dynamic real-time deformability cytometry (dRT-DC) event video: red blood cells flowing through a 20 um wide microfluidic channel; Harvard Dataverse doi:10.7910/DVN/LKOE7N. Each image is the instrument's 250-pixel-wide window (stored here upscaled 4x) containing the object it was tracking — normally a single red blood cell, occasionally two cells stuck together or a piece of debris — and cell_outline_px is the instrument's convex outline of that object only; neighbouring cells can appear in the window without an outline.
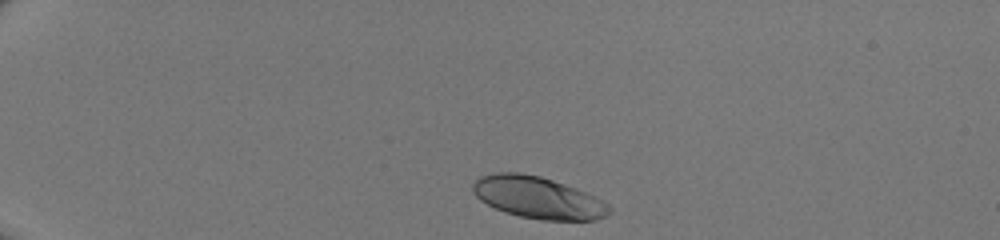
{"species": "human", "species_latin": "Homo sapiens", "temperature_condition": "room temperature", "stored_images_in_passage": 33, "camera_frame_rate_fps": 3000, "um_per_image_px": 0.085, "donor": {"sex": "male"}, "frame": {"image": 1, "passage_image": 1, "time_ms": 0.0, "image_size_px": [1000, 240], "cell_outline_px": [[612, 212], [596, 220], [540, 220], [520, 216], [504, 212], [480, 200], [472, 192], [472, 184], [480, 176], [496, 172], [520, 172], [540, 176], [576, 188], [608, 204], [612, 208]], "centroid_in_image_um": [45.7, 16.79], "position_along_channel_um": 39.3, "area_um2": 33.18}}
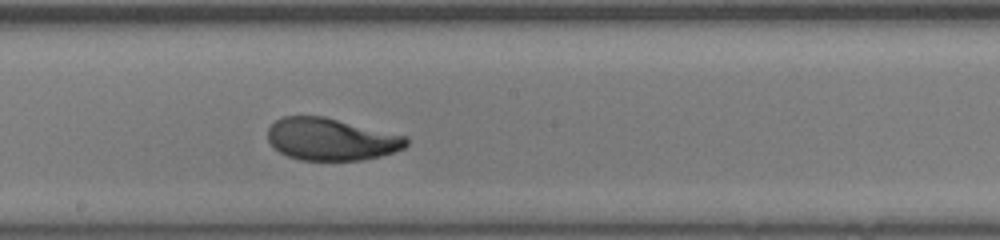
{"frame": {"image": 2, "passage_image": 19, "time_ms": 6.0, "image_size_px": [1000, 240], "cell_outline_px": [[408, 144], [404, 148], [380, 156], [360, 160], [300, 160], [288, 156], [280, 152], [268, 140], [268, 128], [276, 120], [284, 116], [324, 116], [408, 136]], "centroid_in_image_um": [28.16, 11.83], "position_along_channel_um": 220.0, "area_um2": 34.04}}
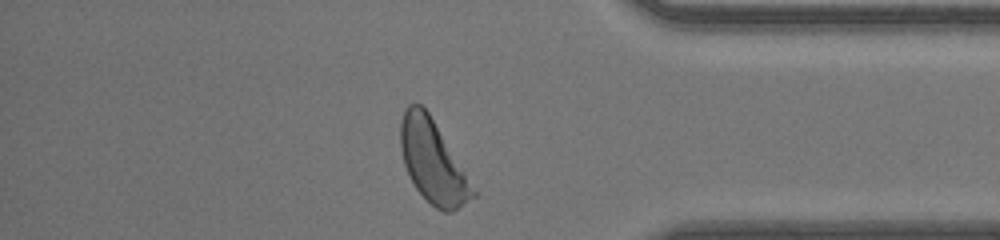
{"frame": {"image": 3, "passage_image": 32, "time_ms": 10.333, "image_size_px": [1000, 240], "cell_outline_px": [[476, 196], [452, 212], [444, 212], [436, 208], [416, 188], [404, 164], [400, 148], [400, 124], [404, 112], [408, 104], [420, 104], [428, 112], [476, 192]], "centroid_in_image_um": [36.76, 13.75], "position_along_channel_um": 398.4, "area_um2": 33.64}}